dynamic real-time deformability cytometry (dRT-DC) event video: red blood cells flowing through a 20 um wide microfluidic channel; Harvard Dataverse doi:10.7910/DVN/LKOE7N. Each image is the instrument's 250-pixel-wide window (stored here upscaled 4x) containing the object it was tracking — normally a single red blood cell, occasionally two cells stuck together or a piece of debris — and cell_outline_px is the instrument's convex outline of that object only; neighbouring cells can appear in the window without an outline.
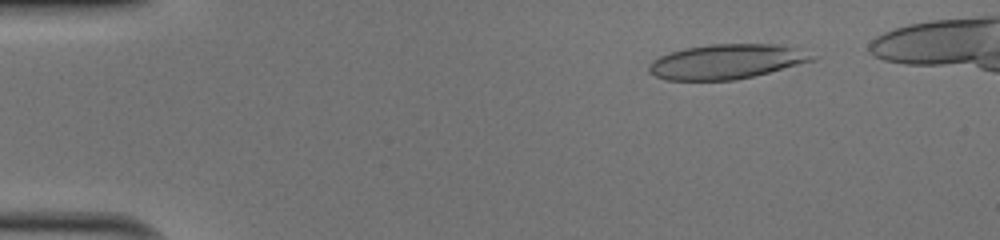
{"species": "human", "species_latin": "Homo sapiens", "temperature_condition": "cold", "stored_images_in_passage": 47, "camera_frame_rate_fps": 3000, "um_per_image_px": 0.085, "donor": {"sex": "male"}, "frame": {"image": 1, "passage_image": 6, "time_ms": 1.667, "image_size_px": [1000, 240], "cell_outline_px": [[820, 56], [816, 60], [736, 80], [664, 80], [648, 72], [648, 68], [652, 60], [660, 56], [684, 48], [712, 44], [780, 44], [796, 48]], "centroid_in_image_um": [61.78, 5.23], "position_along_channel_um": 23.2, "area_um2": 33.06}}
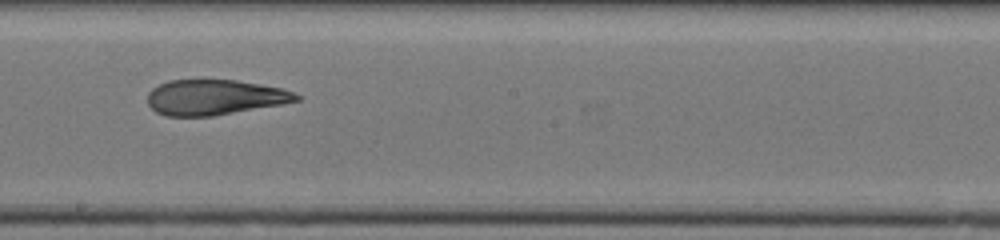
{"frame": {"image": 2, "passage_image": 28, "time_ms": 9.0, "image_size_px": [1000, 240], "cell_outline_px": [[300, 100], [280, 104], [212, 116], [164, 116], [156, 112], [148, 104], [148, 92], [152, 88], [168, 80], [236, 80], [260, 84], [280, 88], [292, 92], [300, 96]], "centroid_in_image_um": [18.19, 8.27], "position_along_channel_um": 230.0, "area_um2": 30.35}}
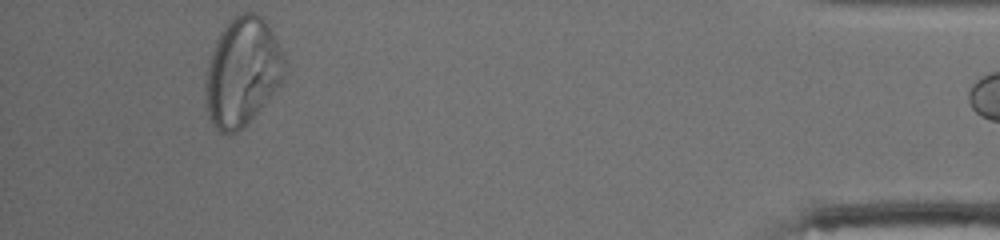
{"frame": {"image": 3, "passage_image": 46, "time_ms": 15.0, "image_size_px": [1000, 240], "cell_outline_px": [[288, 68], [280, 84], [244, 128], [228, 136], [220, 132], [212, 124], [208, 116], [204, 88], [204, 80], [208, 64], [216, 40], [220, 32], [240, 12], [252, 12], [260, 16], [264, 20], [272, 32], [284, 56]], "centroid_in_image_um": [20.59, 6.15], "position_along_channel_um": 414.6, "area_um2": 50.0}}